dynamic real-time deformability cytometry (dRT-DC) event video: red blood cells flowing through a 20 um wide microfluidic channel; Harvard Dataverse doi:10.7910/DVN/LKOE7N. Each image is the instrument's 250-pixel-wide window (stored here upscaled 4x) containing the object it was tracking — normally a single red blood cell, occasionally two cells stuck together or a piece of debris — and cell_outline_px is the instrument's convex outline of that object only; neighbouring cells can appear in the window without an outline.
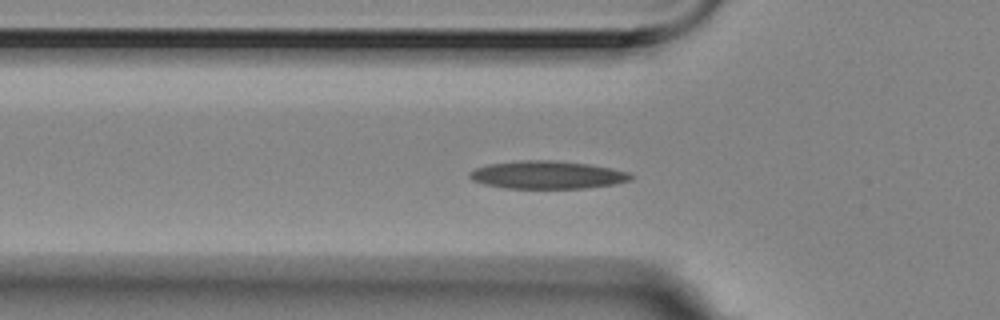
{"species": "Egyptian fruit bat (a non-hibernating species)", "species_latin": "Rousettus aegyptiacus", "temperature_condition": "room temperature", "stored_images_in_passage": 45, "camera_frame_rate_fps": 3000, "um_per_image_px": 0.085, "animal": {"sex": "female"}, "frame": {"image": 1, "passage_image": 11, "time_ms": 3.333, "image_size_px": [1000, 320], "cell_outline_px": [[636, 176], [632, 180], [616, 184], [584, 188], [504, 188], [484, 184], [472, 180], [468, 176], [468, 172], [476, 168], [488, 164], [520, 160], [556, 160], [588, 164], [612, 168], [628, 172]], "centroid_in_image_um": [46.54, 14.86], "position_along_channel_um": 79.3, "area_um2": 26.41}}
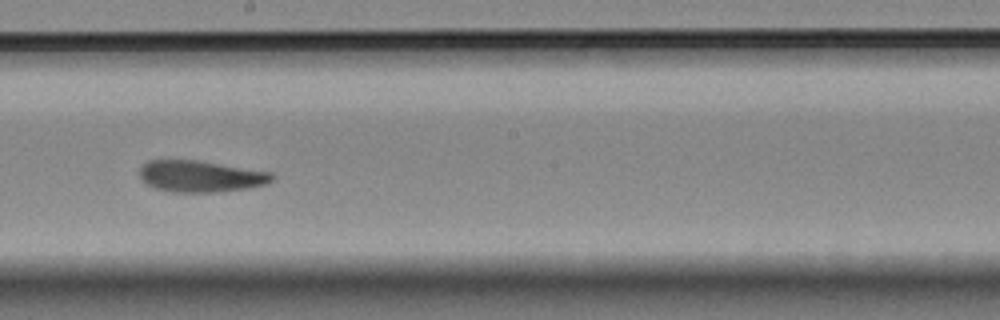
{"frame": {"image": 2, "passage_image": 24, "time_ms": 7.667, "image_size_px": [1000, 320], "cell_outline_px": [[276, 176], [268, 184], [248, 188], [216, 192], [172, 192], [156, 188], [144, 184], [140, 180], [140, 168], [148, 160], [196, 160], [272, 172]], "centroid_in_image_um": [17.05, 14.99], "position_along_channel_um": 231.1, "area_um2": 24.45}}
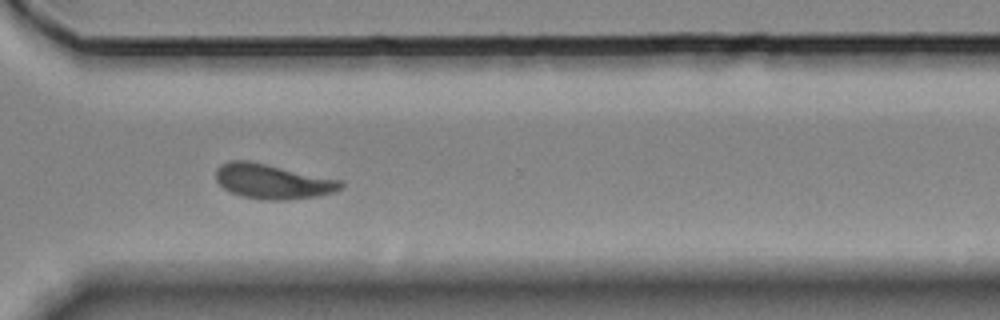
{"frame": {"image": 3, "passage_image": 34, "time_ms": 11.0, "image_size_px": [1000, 320], "cell_outline_px": [[344, 188], [336, 192], [316, 196], [288, 200], [264, 200], [240, 196], [224, 188], [216, 180], [216, 168], [220, 164], [228, 160], [248, 160], [344, 180]], "centroid_in_image_um": [23.21, 15.42], "position_along_channel_um": 347.4, "area_um2": 25.72}, "authors_computed_cell_mechanics": {"area_um2": 24.565, "velocity_mm_per_s": 3.4844, "shape_relaxation_time_tau1_ms": null, "shape_relaxation_time_tau2_ms": 5.8678, "deformation_change_tau1": null, "deformation_change_tau2": 0.1175}}